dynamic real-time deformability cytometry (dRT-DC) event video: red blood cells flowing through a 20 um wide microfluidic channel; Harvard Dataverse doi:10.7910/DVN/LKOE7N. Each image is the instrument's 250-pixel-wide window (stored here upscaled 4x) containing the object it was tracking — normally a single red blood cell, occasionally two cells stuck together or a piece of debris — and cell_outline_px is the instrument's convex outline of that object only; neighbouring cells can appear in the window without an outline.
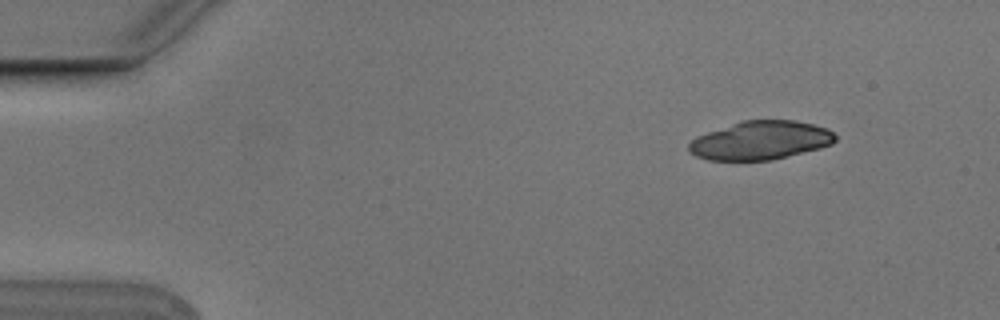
{"species": "Egyptian fruit bat (a non-hibernating species)", "species_latin": "Rousettus aegyptiacus", "temperature_condition": "cold", "stored_images_in_passage": 4, "camera_frame_rate_fps": 3000, "um_per_image_px": 0.085, "animal": {"sex": "male"}, "frame": {"image": 1, "passage_image": 2, "time_ms": 0.333, "image_size_px": [1000, 320], "cell_outline_px": [[836, 140], [832, 144], [820, 148], [772, 160], [708, 160], [696, 156], [688, 152], [688, 144], [696, 136], [744, 120], [796, 120], [828, 128], [836, 136]], "centroid_in_image_um": [64.65, 11.94], "position_along_channel_um": 20.4, "area_um2": 32.89}}